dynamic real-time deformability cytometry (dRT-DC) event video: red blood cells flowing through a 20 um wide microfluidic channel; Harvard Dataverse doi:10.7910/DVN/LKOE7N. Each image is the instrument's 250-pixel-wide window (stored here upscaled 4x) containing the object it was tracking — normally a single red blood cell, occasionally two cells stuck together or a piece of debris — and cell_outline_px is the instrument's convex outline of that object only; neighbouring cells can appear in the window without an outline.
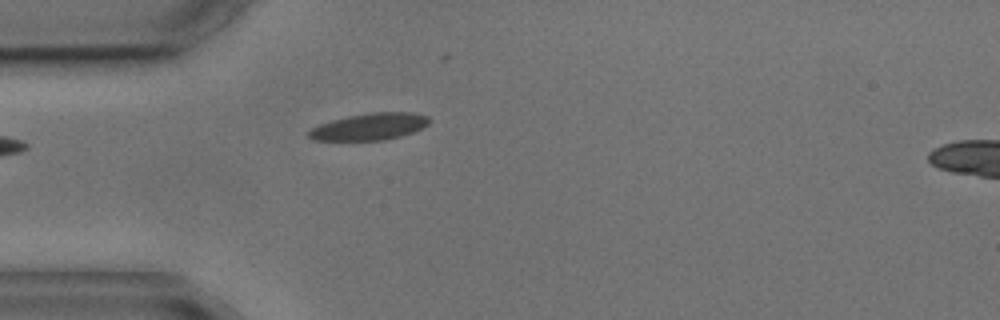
{"species": "common noctule bat (a hibernating species)", "species_latin": "Nyctalus noctula", "temperature_condition": "cold", "stored_images_in_passage": 1, "camera_frame_rate_fps": 3000, "um_per_image_px": 0.085, "animal": {"sex": "male", "body_mass_g": 17.9, "forearm_length_mm": 54.2}, "frame": {"image": 1, "passage_image": 1, "time_ms": 0.0, "image_size_px": [1000, 320], "cell_outline_px": [[432, 120], [428, 124], [412, 132], [400, 136], [384, 140], [312, 140], [308, 136], [308, 132], [312, 128], [320, 124], [332, 120], [348, 116], [368, 112], [412, 112], [428, 116]], "centroid_in_image_um": [31.42, 10.75], "position_along_channel_um": 53.6, "area_um2": 18.79}}